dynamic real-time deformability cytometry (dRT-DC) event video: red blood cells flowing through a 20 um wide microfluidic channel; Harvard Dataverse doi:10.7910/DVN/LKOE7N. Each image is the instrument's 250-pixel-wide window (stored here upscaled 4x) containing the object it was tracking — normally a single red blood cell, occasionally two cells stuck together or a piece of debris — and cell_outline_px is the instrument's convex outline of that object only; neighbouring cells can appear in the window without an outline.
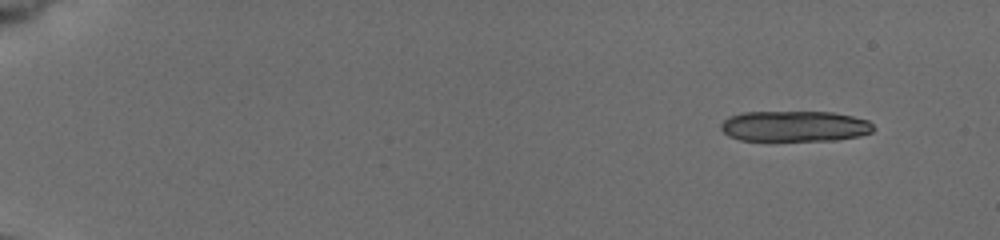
{"species": "common noctule bat (a hibernating species)", "species_latin": "Nyctalus noctula", "temperature_condition": "cold", "stored_images_in_passage": 16, "camera_frame_rate_fps": 3000, "um_per_image_px": 0.085, "animal": {"sex": "female", "body_mass_g": 19.5, "forearm_length_mm": 54.1}, "frame": {"image": 1, "passage_image": 1, "time_ms": 0.0, "image_size_px": [1000, 240], "cell_outline_px": [[876, 128], [872, 132], [860, 136], [836, 140], [740, 140], [728, 136], [720, 128], [720, 124], [728, 116], [744, 112], [832, 112], [852, 116], [868, 120]], "centroid_in_image_um": [67.55, 10.72], "position_along_channel_um": 17.4, "area_um2": 27.4}}